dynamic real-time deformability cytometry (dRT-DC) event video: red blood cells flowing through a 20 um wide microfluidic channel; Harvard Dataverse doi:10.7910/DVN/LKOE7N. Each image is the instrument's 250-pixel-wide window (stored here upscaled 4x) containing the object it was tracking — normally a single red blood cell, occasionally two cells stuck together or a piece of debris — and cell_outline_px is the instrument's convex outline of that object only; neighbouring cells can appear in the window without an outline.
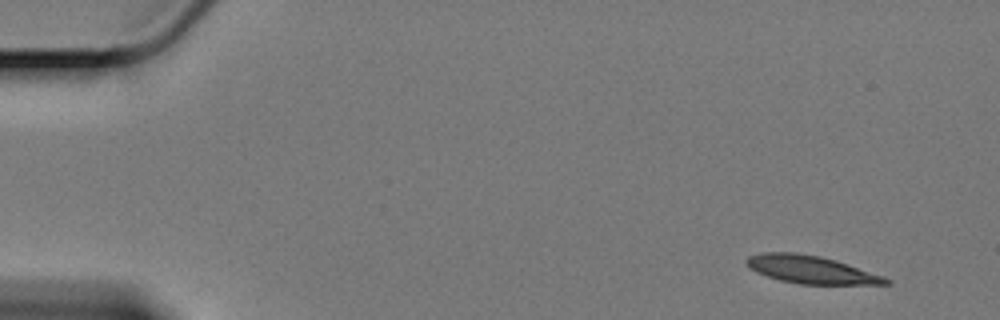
{"species": "Egyptian fruit bat (a non-hibernating species)", "species_latin": "Rousettus aegyptiacus", "temperature_condition": "cold", "stored_images_in_passage": 57, "camera_frame_rate_fps": 3000, "um_per_image_px": 0.085, "animal": {"sex": "female"}, "frame": {"image": 1, "passage_image": 1, "time_ms": 0.0, "image_size_px": [1000, 320], "cell_outline_px": [[892, 284], [800, 284], [780, 280], [756, 272], [748, 268], [748, 256], [760, 252], [792, 252], [820, 256], [836, 260], [884, 276], [892, 280]], "centroid_in_image_um": [68.95, 22.91], "position_along_channel_um": 16.0, "area_um2": 22.48}}
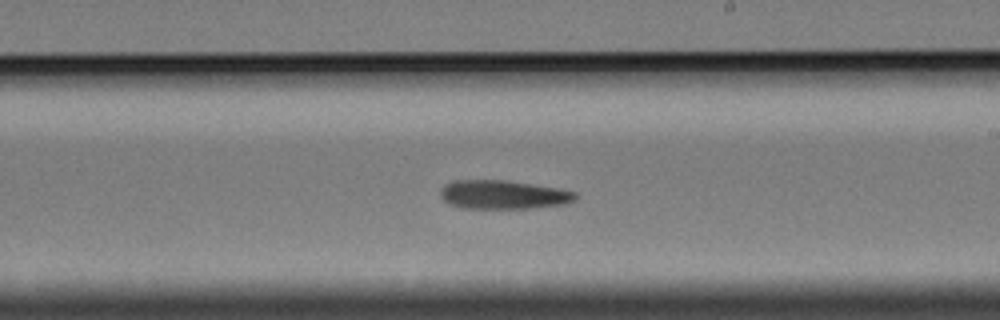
{"frame": {"image": 2, "passage_image": 32, "time_ms": 10.333, "image_size_px": [1000, 320], "cell_outline_px": [[576, 200], [564, 204], [532, 208], [460, 208], [444, 200], [440, 196], [440, 188], [444, 184], [452, 180], [508, 180], [556, 188], [576, 192]], "centroid_in_image_um": [42.74, 16.54], "position_along_channel_um": 246.3, "area_um2": 22.66}}
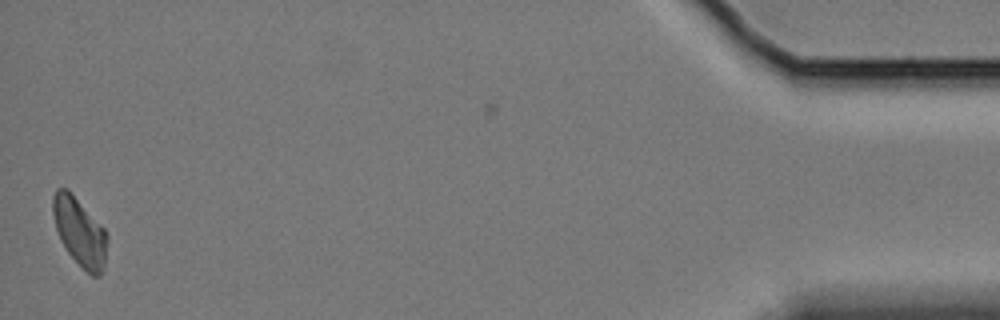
{"frame": {"image": 3, "passage_image": 56, "time_ms": 18.333, "image_size_px": [1000, 320], "cell_outline_px": [[108, 240], [104, 264], [100, 276], [92, 276], [68, 252], [60, 240], [56, 228], [52, 212], [52, 196], [56, 188], [68, 188], [104, 228], [108, 236]], "centroid_in_image_um": [6.76, 19.66], "position_along_channel_um": 428.4, "area_um2": 21.5}, "authors_computed_cell_mechanics": {"area_um2": 22.542, "velocity_mm_per_s": 3.3216, "shape_relaxation_time_tau1_ms": 6.5638, "shape_relaxation_time_tau2_ms": null, "deformation_change_tau1": 0.1551, "deformation_change_tau2": null}}